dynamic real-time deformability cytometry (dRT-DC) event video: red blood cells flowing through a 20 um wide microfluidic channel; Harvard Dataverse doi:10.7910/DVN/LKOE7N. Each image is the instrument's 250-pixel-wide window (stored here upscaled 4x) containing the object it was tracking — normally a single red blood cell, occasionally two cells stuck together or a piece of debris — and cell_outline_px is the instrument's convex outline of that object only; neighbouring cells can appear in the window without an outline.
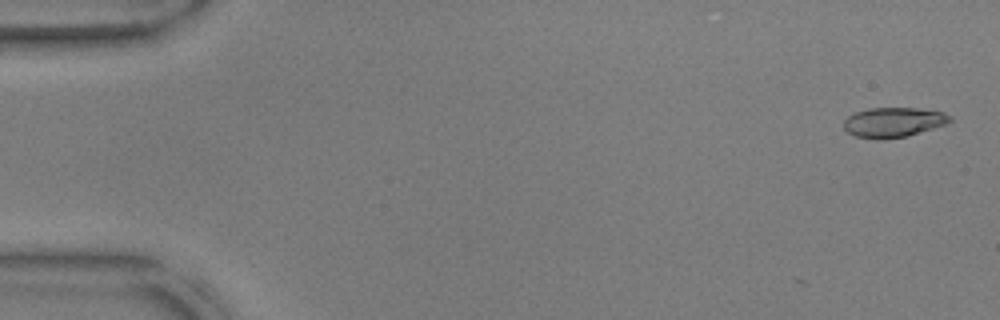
{"species": "common noctule bat (a hibernating species)", "species_latin": "Nyctalus noctula", "temperature_condition": "warm", "stored_images_in_passage": 6, "camera_frame_rate_fps": 3000, "um_per_image_px": 0.085, "animal": {"sex": "male", "body_mass_g": 17.9, "forearm_length_mm": 54.2}, "frame": {"image": 1, "passage_image": 1, "time_ms": 0.0, "image_size_px": [1000, 320], "cell_outline_px": [[952, 120], [944, 124], [908, 136], [880, 140], [876, 140], [856, 136], [848, 132], [844, 128], [844, 120], [848, 116], [856, 112], [868, 108], [916, 108], [944, 112]], "centroid_in_image_um": [75.9, 10.4], "position_along_channel_um": 9.1, "area_um2": 18.32}}